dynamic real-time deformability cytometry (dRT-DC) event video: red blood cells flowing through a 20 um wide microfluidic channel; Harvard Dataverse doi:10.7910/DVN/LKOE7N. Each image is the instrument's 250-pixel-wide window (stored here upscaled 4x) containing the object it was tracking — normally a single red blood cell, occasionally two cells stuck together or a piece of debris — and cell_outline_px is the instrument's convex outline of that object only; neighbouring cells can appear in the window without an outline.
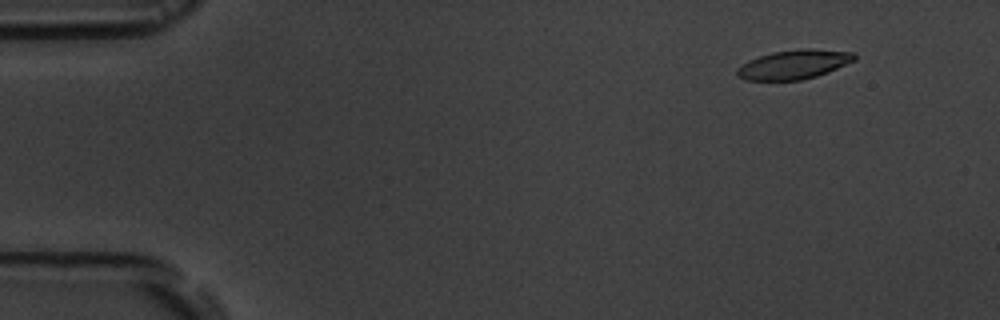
{"species": "common noctule bat (a hibernating species)", "species_latin": "Nyctalus noctula", "temperature_condition": "room temperature", "stored_images_in_passage": 6, "camera_frame_rate_fps": 3000, "um_per_image_px": 0.085, "animal": {"sex": "male", "body_mass_g": 19.5, "forearm_length_mm": 54.6}, "frame": {"image": 1, "passage_image": 2, "time_ms": 1.333, "image_size_px": [1000, 320], "cell_outline_px": [[856, 60], [828, 72], [816, 76], [800, 80], [744, 80], [736, 72], [736, 68], [748, 60], [772, 52], [804, 48], [808, 48], [856, 52]], "centroid_in_image_um": [67.51, 5.47], "position_along_channel_um": 17.5, "area_um2": 20.0}}